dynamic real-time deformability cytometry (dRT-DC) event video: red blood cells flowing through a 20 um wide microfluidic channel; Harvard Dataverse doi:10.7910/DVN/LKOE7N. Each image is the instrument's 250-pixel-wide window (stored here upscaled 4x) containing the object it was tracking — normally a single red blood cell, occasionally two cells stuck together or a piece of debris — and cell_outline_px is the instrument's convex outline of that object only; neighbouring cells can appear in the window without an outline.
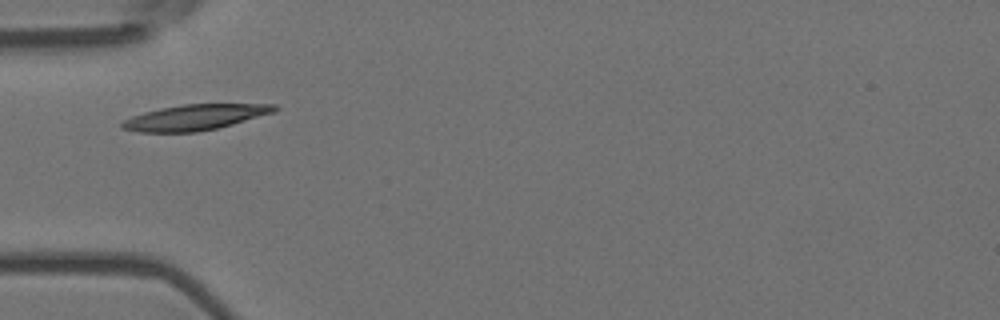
{"species": "Egyptian fruit bat (a non-hibernating species)", "species_latin": "Rousettus aegyptiacus", "temperature_condition": "room temperature", "stored_images_in_passage": 5, "camera_frame_rate_fps": 3000, "um_per_image_px": 0.085, "animal": {"sex": "female"}, "frame": {"image": 1, "passage_image": 3, "time_ms": 0.667, "image_size_px": [1000, 320], "cell_outline_px": [[280, 108], [276, 112], [232, 124], [216, 128], [196, 132], [136, 132], [120, 128], [120, 124], [124, 120], [132, 116], [144, 112], [160, 108], [184, 104], [276, 104]], "centroid_in_image_um": [16.58, 9.97], "position_along_channel_um": 68.4, "area_um2": 22.77}}
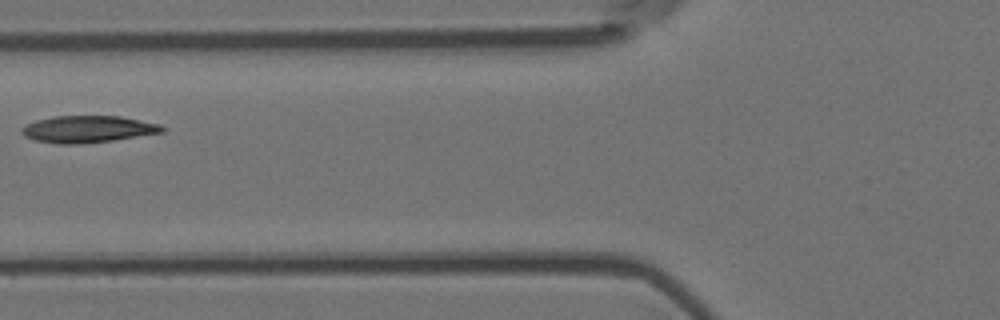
{"frame": {"image": 2, "passage_image": 4, "time_ms": 1.0, "image_size_px": [1000, 320], "cell_outline_px": [[164, 132], [112, 140], [76, 144], [56, 144], [36, 140], [24, 136], [20, 132], [20, 128], [36, 120], [52, 116], [120, 116], [160, 124], [164, 128]], "centroid_in_image_um": [7.43, 10.97], "position_along_channel_um": 118.4, "area_um2": 21.91}}
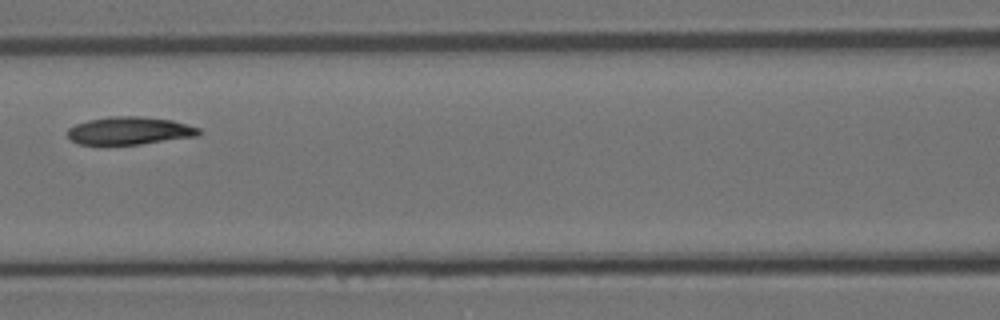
{"frame": {"image": 3, "passage_image": 5, "time_ms": 1.333, "image_size_px": [1000, 320], "cell_outline_px": [[200, 136], [140, 144], [76, 144], [68, 136], [68, 128], [76, 124], [88, 120], [108, 116], [140, 116], [172, 120], [200, 128]], "centroid_in_image_um": [11.03, 11.1], "position_along_channel_um": 155.6, "area_um2": 21.27}}